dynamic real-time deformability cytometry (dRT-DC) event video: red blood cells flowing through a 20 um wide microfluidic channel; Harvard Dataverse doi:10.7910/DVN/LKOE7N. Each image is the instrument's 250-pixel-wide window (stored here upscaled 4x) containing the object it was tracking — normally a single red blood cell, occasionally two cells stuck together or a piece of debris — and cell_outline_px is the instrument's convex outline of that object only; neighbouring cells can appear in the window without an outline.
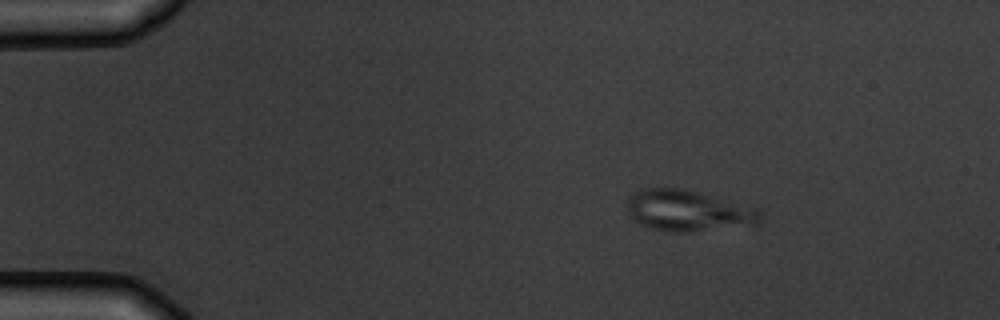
{"species": "common noctule bat (a hibernating species)", "species_latin": "Nyctalus noctula", "temperature_condition": "warm", "stored_images_in_passage": 6, "camera_frame_rate_fps": 3000, "um_per_image_px": 0.085, "animal": {"sex": "male", "body_mass_g": 19.5, "forearm_length_mm": 54.6}, "frame": {"image": 1, "passage_image": 2, "time_ms": 1.333, "image_size_px": [1000, 320], "cell_outline_px": [[760, 220], [756, 224], [688, 232], [664, 232], [648, 228], [632, 220], [628, 216], [628, 196], [636, 192], [648, 188], [684, 188], [760, 208]], "centroid_in_image_um": [58.46, 17.91], "position_along_channel_um": 26.5, "area_um2": 32.14}}
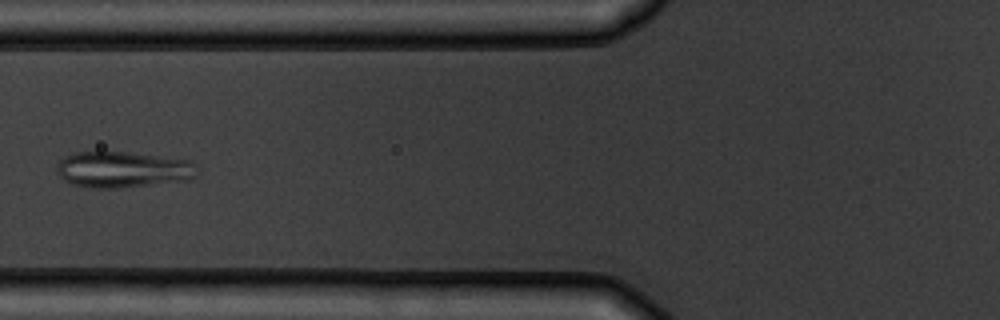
{"frame": {"image": 2, "passage_image": 5, "time_ms": 5.667, "image_size_px": [1000, 320], "cell_outline_px": [[196, 164], [192, 176], [188, 180], [116, 188], [92, 188], [72, 184], [64, 180], [56, 172], [56, 168], [60, 160], [64, 156], [72, 152], [132, 152], [192, 160]], "centroid_in_image_um": [10.39, 14.39], "position_along_channel_um": 115.4, "area_um2": 29.54}}